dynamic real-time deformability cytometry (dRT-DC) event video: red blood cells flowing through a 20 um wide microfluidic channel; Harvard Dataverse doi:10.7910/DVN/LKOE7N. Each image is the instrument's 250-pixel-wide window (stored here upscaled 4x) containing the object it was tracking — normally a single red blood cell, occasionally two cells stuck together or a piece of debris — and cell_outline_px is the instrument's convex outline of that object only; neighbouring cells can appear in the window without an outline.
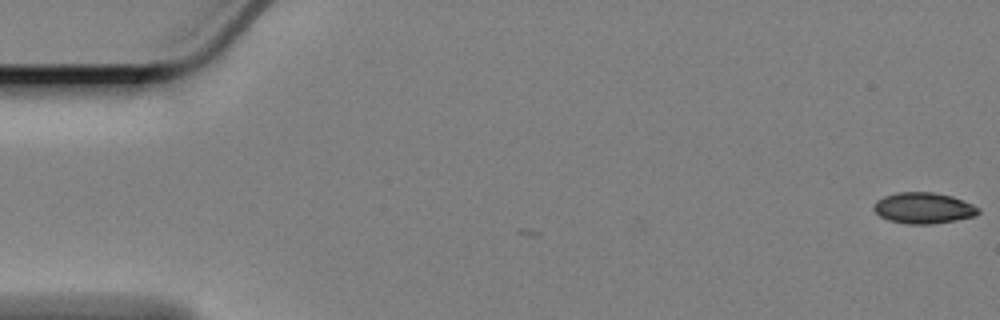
{"species": "Egyptian fruit bat (a non-hibernating species)", "species_latin": "Rousettus aegyptiacus", "temperature_condition": "cold", "stored_images_in_passage": 18, "camera_frame_rate_fps": 3000, "um_per_image_px": 0.085, "animal": {"sex": "female"}, "frame": {"image": 1, "passage_image": 1, "time_ms": 0.0, "image_size_px": [1000, 320], "cell_outline_px": [[980, 212], [976, 216], [956, 220], [932, 224], [908, 224], [888, 220], [880, 216], [872, 208], [872, 204], [876, 200], [884, 196], [896, 192], [932, 192], [952, 196], [964, 200], [980, 208]], "centroid_in_image_um": [78.49, 17.68], "position_along_channel_um": 6.5, "area_um2": 19.13}}